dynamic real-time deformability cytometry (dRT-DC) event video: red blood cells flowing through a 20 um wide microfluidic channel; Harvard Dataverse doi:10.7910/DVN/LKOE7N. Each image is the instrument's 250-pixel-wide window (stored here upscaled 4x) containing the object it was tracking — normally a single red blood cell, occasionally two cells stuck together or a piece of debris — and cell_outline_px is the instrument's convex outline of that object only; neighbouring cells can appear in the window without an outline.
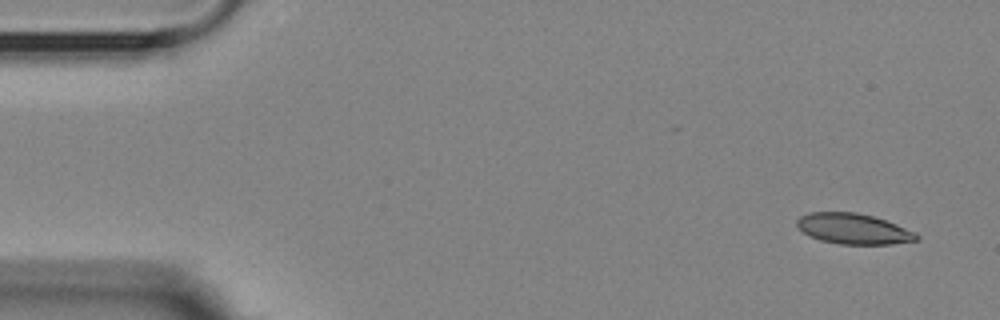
{"species": "Egyptian fruit bat (a non-hibernating species)", "species_latin": "Rousettus aegyptiacus", "temperature_condition": "room temperature", "stored_images_in_passage": 4, "camera_frame_rate_fps": 3000, "um_per_image_px": 0.085, "animal": {"sex": "female"}, "frame": {"image": 1, "passage_image": 1, "time_ms": 0.0, "image_size_px": [1000, 320], "cell_outline_px": [[920, 240], [892, 244], [840, 244], [820, 240], [808, 236], [796, 224], [796, 220], [800, 216], [808, 212], [856, 212], [872, 216], [896, 224], [916, 232], [920, 236]], "centroid_in_image_um": [72.55, 19.45], "position_along_channel_um": 12.4, "area_um2": 21.39}}